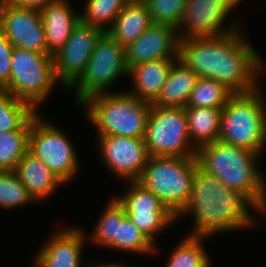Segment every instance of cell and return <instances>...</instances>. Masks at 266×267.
Masks as SVG:
<instances>
[{
    "mask_svg": "<svg viewBox=\"0 0 266 267\" xmlns=\"http://www.w3.org/2000/svg\"><path fill=\"white\" fill-rule=\"evenodd\" d=\"M178 59L199 77L221 82L233 95L257 90L266 69L241 29L221 36L179 40Z\"/></svg>",
    "mask_w": 266,
    "mask_h": 267,
    "instance_id": "cell-1",
    "label": "cell"
},
{
    "mask_svg": "<svg viewBox=\"0 0 266 267\" xmlns=\"http://www.w3.org/2000/svg\"><path fill=\"white\" fill-rule=\"evenodd\" d=\"M250 207L266 218L265 213L247 195L226 187L218 178L198 167L190 200L177 219L192 213L194 230L189 235L210 237L252 226L254 214L250 213Z\"/></svg>",
    "mask_w": 266,
    "mask_h": 267,
    "instance_id": "cell-2",
    "label": "cell"
},
{
    "mask_svg": "<svg viewBox=\"0 0 266 267\" xmlns=\"http://www.w3.org/2000/svg\"><path fill=\"white\" fill-rule=\"evenodd\" d=\"M259 157V153L220 140L204 144L196 152L200 169L247 195L266 215V178L258 170Z\"/></svg>",
    "mask_w": 266,
    "mask_h": 267,
    "instance_id": "cell-3",
    "label": "cell"
},
{
    "mask_svg": "<svg viewBox=\"0 0 266 267\" xmlns=\"http://www.w3.org/2000/svg\"><path fill=\"white\" fill-rule=\"evenodd\" d=\"M86 108L88 119L97 135L144 138L149 102L127 92H102L88 97L80 106Z\"/></svg>",
    "mask_w": 266,
    "mask_h": 267,
    "instance_id": "cell-4",
    "label": "cell"
},
{
    "mask_svg": "<svg viewBox=\"0 0 266 267\" xmlns=\"http://www.w3.org/2000/svg\"><path fill=\"white\" fill-rule=\"evenodd\" d=\"M198 167L196 157H150L137 182L178 217L190 200Z\"/></svg>",
    "mask_w": 266,
    "mask_h": 267,
    "instance_id": "cell-5",
    "label": "cell"
},
{
    "mask_svg": "<svg viewBox=\"0 0 266 267\" xmlns=\"http://www.w3.org/2000/svg\"><path fill=\"white\" fill-rule=\"evenodd\" d=\"M261 87L233 95L222 109L219 140L260 155L266 146V104Z\"/></svg>",
    "mask_w": 266,
    "mask_h": 267,
    "instance_id": "cell-6",
    "label": "cell"
},
{
    "mask_svg": "<svg viewBox=\"0 0 266 267\" xmlns=\"http://www.w3.org/2000/svg\"><path fill=\"white\" fill-rule=\"evenodd\" d=\"M57 83L51 54L13 48L10 80L2 90L38 111L37 106L47 100Z\"/></svg>",
    "mask_w": 266,
    "mask_h": 267,
    "instance_id": "cell-7",
    "label": "cell"
},
{
    "mask_svg": "<svg viewBox=\"0 0 266 267\" xmlns=\"http://www.w3.org/2000/svg\"><path fill=\"white\" fill-rule=\"evenodd\" d=\"M144 141L150 157H196L183 107L151 105Z\"/></svg>",
    "mask_w": 266,
    "mask_h": 267,
    "instance_id": "cell-8",
    "label": "cell"
},
{
    "mask_svg": "<svg viewBox=\"0 0 266 267\" xmlns=\"http://www.w3.org/2000/svg\"><path fill=\"white\" fill-rule=\"evenodd\" d=\"M121 76H129L125 47L104 32L96 43L85 72L68 91L76 88L74 102L80 105L92 95L109 92V87Z\"/></svg>",
    "mask_w": 266,
    "mask_h": 267,
    "instance_id": "cell-9",
    "label": "cell"
},
{
    "mask_svg": "<svg viewBox=\"0 0 266 267\" xmlns=\"http://www.w3.org/2000/svg\"><path fill=\"white\" fill-rule=\"evenodd\" d=\"M75 150L63 129L43 120L38 111L32 120L28 151L64 184L72 180L80 169Z\"/></svg>",
    "mask_w": 266,
    "mask_h": 267,
    "instance_id": "cell-10",
    "label": "cell"
},
{
    "mask_svg": "<svg viewBox=\"0 0 266 267\" xmlns=\"http://www.w3.org/2000/svg\"><path fill=\"white\" fill-rule=\"evenodd\" d=\"M240 1L242 0H186L184 14L177 28L179 40L221 36L239 30L238 25L233 24L228 29L222 25Z\"/></svg>",
    "mask_w": 266,
    "mask_h": 267,
    "instance_id": "cell-11",
    "label": "cell"
},
{
    "mask_svg": "<svg viewBox=\"0 0 266 267\" xmlns=\"http://www.w3.org/2000/svg\"><path fill=\"white\" fill-rule=\"evenodd\" d=\"M104 31L79 21L63 47L53 55L55 74L69 89L85 72L98 39Z\"/></svg>",
    "mask_w": 266,
    "mask_h": 267,
    "instance_id": "cell-12",
    "label": "cell"
},
{
    "mask_svg": "<svg viewBox=\"0 0 266 267\" xmlns=\"http://www.w3.org/2000/svg\"><path fill=\"white\" fill-rule=\"evenodd\" d=\"M97 136L100 155L107 170L124 182L138 181L150 158L144 138Z\"/></svg>",
    "mask_w": 266,
    "mask_h": 267,
    "instance_id": "cell-13",
    "label": "cell"
},
{
    "mask_svg": "<svg viewBox=\"0 0 266 267\" xmlns=\"http://www.w3.org/2000/svg\"><path fill=\"white\" fill-rule=\"evenodd\" d=\"M0 31L13 47L50 54L39 10L20 8L0 1Z\"/></svg>",
    "mask_w": 266,
    "mask_h": 267,
    "instance_id": "cell-14",
    "label": "cell"
},
{
    "mask_svg": "<svg viewBox=\"0 0 266 267\" xmlns=\"http://www.w3.org/2000/svg\"><path fill=\"white\" fill-rule=\"evenodd\" d=\"M179 37L177 29L151 24L134 42L125 47L128 70L146 61L178 59Z\"/></svg>",
    "mask_w": 266,
    "mask_h": 267,
    "instance_id": "cell-15",
    "label": "cell"
},
{
    "mask_svg": "<svg viewBox=\"0 0 266 267\" xmlns=\"http://www.w3.org/2000/svg\"><path fill=\"white\" fill-rule=\"evenodd\" d=\"M85 238L80 228H61L37 251L34 267H81Z\"/></svg>",
    "mask_w": 266,
    "mask_h": 267,
    "instance_id": "cell-16",
    "label": "cell"
},
{
    "mask_svg": "<svg viewBox=\"0 0 266 267\" xmlns=\"http://www.w3.org/2000/svg\"><path fill=\"white\" fill-rule=\"evenodd\" d=\"M72 10L67 0H59L40 11L44 23L47 51L52 56L63 47L80 21V14Z\"/></svg>",
    "mask_w": 266,
    "mask_h": 267,
    "instance_id": "cell-17",
    "label": "cell"
},
{
    "mask_svg": "<svg viewBox=\"0 0 266 267\" xmlns=\"http://www.w3.org/2000/svg\"><path fill=\"white\" fill-rule=\"evenodd\" d=\"M177 59H158L146 61L129 70L133 91L129 93L140 100L153 104L162 92L172 64Z\"/></svg>",
    "mask_w": 266,
    "mask_h": 267,
    "instance_id": "cell-18",
    "label": "cell"
},
{
    "mask_svg": "<svg viewBox=\"0 0 266 267\" xmlns=\"http://www.w3.org/2000/svg\"><path fill=\"white\" fill-rule=\"evenodd\" d=\"M14 171L36 202L47 199L64 184L29 151L24 154Z\"/></svg>",
    "mask_w": 266,
    "mask_h": 267,
    "instance_id": "cell-19",
    "label": "cell"
},
{
    "mask_svg": "<svg viewBox=\"0 0 266 267\" xmlns=\"http://www.w3.org/2000/svg\"><path fill=\"white\" fill-rule=\"evenodd\" d=\"M152 24L148 8L141 0H131L106 31L122 46L134 42Z\"/></svg>",
    "mask_w": 266,
    "mask_h": 267,
    "instance_id": "cell-20",
    "label": "cell"
},
{
    "mask_svg": "<svg viewBox=\"0 0 266 267\" xmlns=\"http://www.w3.org/2000/svg\"><path fill=\"white\" fill-rule=\"evenodd\" d=\"M199 75L177 59L169 71L158 99L151 105L185 108Z\"/></svg>",
    "mask_w": 266,
    "mask_h": 267,
    "instance_id": "cell-21",
    "label": "cell"
},
{
    "mask_svg": "<svg viewBox=\"0 0 266 267\" xmlns=\"http://www.w3.org/2000/svg\"><path fill=\"white\" fill-rule=\"evenodd\" d=\"M222 109L185 107L190 141L196 148L219 140Z\"/></svg>",
    "mask_w": 266,
    "mask_h": 267,
    "instance_id": "cell-22",
    "label": "cell"
},
{
    "mask_svg": "<svg viewBox=\"0 0 266 267\" xmlns=\"http://www.w3.org/2000/svg\"><path fill=\"white\" fill-rule=\"evenodd\" d=\"M37 113L29 103L0 90V133L31 130L32 120Z\"/></svg>",
    "mask_w": 266,
    "mask_h": 267,
    "instance_id": "cell-23",
    "label": "cell"
},
{
    "mask_svg": "<svg viewBox=\"0 0 266 267\" xmlns=\"http://www.w3.org/2000/svg\"><path fill=\"white\" fill-rule=\"evenodd\" d=\"M125 216V208L117 198L109 200L92 234H89L90 240L98 246L116 249L117 222H121Z\"/></svg>",
    "mask_w": 266,
    "mask_h": 267,
    "instance_id": "cell-24",
    "label": "cell"
},
{
    "mask_svg": "<svg viewBox=\"0 0 266 267\" xmlns=\"http://www.w3.org/2000/svg\"><path fill=\"white\" fill-rule=\"evenodd\" d=\"M209 237L187 235L172 253L166 267H211L203 240Z\"/></svg>",
    "mask_w": 266,
    "mask_h": 267,
    "instance_id": "cell-25",
    "label": "cell"
},
{
    "mask_svg": "<svg viewBox=\"0 0 266 267\" xmlns=\"http://www.w3.org/2000/svg\"><path fill=\"white\" fill-rule=\"evenodd\" d=\"M232 96L221 82L200 77L185 107L223 108Z\"/></svg>",
    "mask_w": 266,
    "mask_h": 267,
    "instance_id": "cell-26",
    "label": "cell"
},
{
    "mask_svg": "<svg viewBox=\"0 0 266 267\" xmlns=\"http://www.w3.org/2000/svg\"><path fill=\"white\" fill-rule=\"evenodd\" d=\"M131 0H87L80 21L86 25L94 26L106 32L120 11ZM107 25V26H106Z\"/></svg>",
    "mask_w": 266,
    "mask_h": 267,
    "instance_id": "cell-27",
    "label": "cell"
},
{
    "mask_svg": "<svg viewBox=\"0 0 266 267\" xmlns=\"http://www.w3.org/2000/svg\"><path fill=\"white\" fill-rule=\"evenodd\" d=\"M30 130H12L0 133V171L15 170L29 149Z\"/></svg>",
    "mask_w": 266,
    "mask_h": 267,
    "instance_id": "cell-28",
    "label": "cell"
},
{
    "mask_svg": "<svg viewBox=\"0 0 266 267\" xmlns=\"http://www.w3.org/2000/svg\"><path fill=\"white\" fill-rule=\"evenodd\" d=\"M157 248V249H156ZM116 250L142 253L144 255L158 251V247L145 237L126 215L121 222H117Z\"/></svg>",
    "mask_w": 266,
    "mask_h": 267,
    "instance_id": "cell-29",
    "label": "cell"
},
{
    "mask_svg": "<svg viewBox=\"0 0 266 267\" xmlns=\"http://www.w3.org/2000/svg\"><path fill=\"white\" fill-rule=\"evenodd\" d=\"M36 202L15 171H0V207L12 209Z\"/></svg>",
    "mask_w": 266,
    "mask_h": 267,
    "instance_id": "cell-30",
    "label": "cell"
},
{
    "mask_svg": "<svg viewBox=\"0 0 266 267\" xmlns=\"http://www.w3.org/2000/svg\"><path fill=\"white\" fill-rule=\"evenodd\" d=\"M134 226L147 237L155 246V236L177 221V217L170 211H138L126 212ZM175 220V221H174Z\"/></svg>",
    "mask_w": 266,
    "mask_h": 267,
    "instance_id": "cell-31",
    "label": "cell"
},
{
    "mask_svg": "<svg viewBox=\"0 0 266 267\" xmlns=\"http://www.w3.org/2000/svg\"><path fill=\"white\" fill-rule=\"evenodd\" d=\"M129 190L122 197H116L125 208V212L169 211L162 202L139 182H127Z\"/></svg>",
    "mask_w": 266,
    "mask_h": 267,
    "instance_id": "cell-32",
    "label": "cell"
},
{
    "mask_svg": "<svg viewBox=\"0 0 266 267\" xmlns=\"http://www.w3.org/2000/svg\"><path fill=\"white\" fill-rule=\"evenodd\" d=\"M148 8L152 24L178 28L184 14L186 0H142Z\"/></svg>",
    "mask_w": 266,
    "mask_h": 267,
    "instance_id": "cell-33",
    "label": "cell"
},
{
    "mask_svg": "<svg viewBox=\"0 0 266 267\" xmlns=\"http://www.w3.org/2000/svg\"><path fill=\"white\" fill-rule=\"evenodd\" d=\"M13 48L11 42L0 31V90H2L10 80Z\"/></svg>",
    "mask_w": 266,
    "mask_h": 267,
    "instance_id": "cell-34",
    "label": "cell"
},
{
    "mask_svg": "<svg viewBox=\"0 0 266 267\" xmlns=\"http://www.w3.org/2000/svg\"><path fill=\"white\" fill-rule=\"evenodd\" d=\"M59 0H5L6 3L26 9H36L41 11L47 5Z\"/></svg>",
    "mask_w": 266,
    "mask_h": 267,
    "instance_id": "cell-35",
    "label": "cell"
},
{
    "mask_svg": "<svg viewBox=\"0 0 266 267\" xmlns=\"http://www.w3.org/2000/svg\"><path fill=\"white\" fill-rule=\"evenodd\" d=\"M89 267H129V266H126L124 264H119V263H104V264H95L94 266H89Z\"/></svg>",
    "mask_w": 266,
    "mask_h": 267,
    "instance_id": "cell-36",
    "label": "cell"
}]
</instances>
